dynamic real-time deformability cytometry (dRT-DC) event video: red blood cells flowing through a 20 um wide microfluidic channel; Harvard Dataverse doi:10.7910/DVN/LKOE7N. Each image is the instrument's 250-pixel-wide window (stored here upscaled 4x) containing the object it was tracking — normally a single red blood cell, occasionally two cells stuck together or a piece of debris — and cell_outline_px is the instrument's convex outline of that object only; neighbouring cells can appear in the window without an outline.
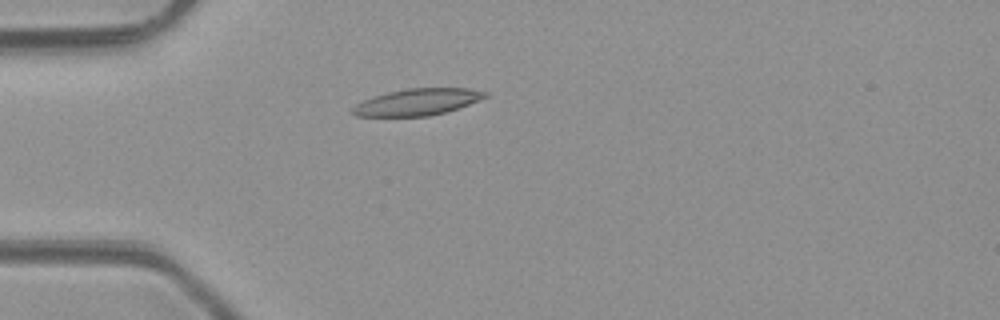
{"species": "common noctule bat (a hibernating species)", "species_latin": "Nyctalus noctula", "temperature_condition": "room temperature", "stored_images_in_passage": 1, "camera_frame_rate_fps": 3000, "um_per_image_px": 0.085, "animal": {"sex": "male", "body_mass_g": 23.1, "forearm_length_mm": 52.7}, "frame": {"image": 1, "passage_image": 1, "time_ms": 0.0, "image_size_px": [1000, 320], "cell_outline_px": [[488, 96], [468, 104], [444, 112], [428, 116], [356, 116], [352, 112], [352, 108], [356, 104], [364, 100], [388, 92], [408, 88], [468, 88], [488, 92]], "centroid_in_image_um": [35.48, 8.66], "position_along_channel_um": 49.5, "area_um2": 20.23}}